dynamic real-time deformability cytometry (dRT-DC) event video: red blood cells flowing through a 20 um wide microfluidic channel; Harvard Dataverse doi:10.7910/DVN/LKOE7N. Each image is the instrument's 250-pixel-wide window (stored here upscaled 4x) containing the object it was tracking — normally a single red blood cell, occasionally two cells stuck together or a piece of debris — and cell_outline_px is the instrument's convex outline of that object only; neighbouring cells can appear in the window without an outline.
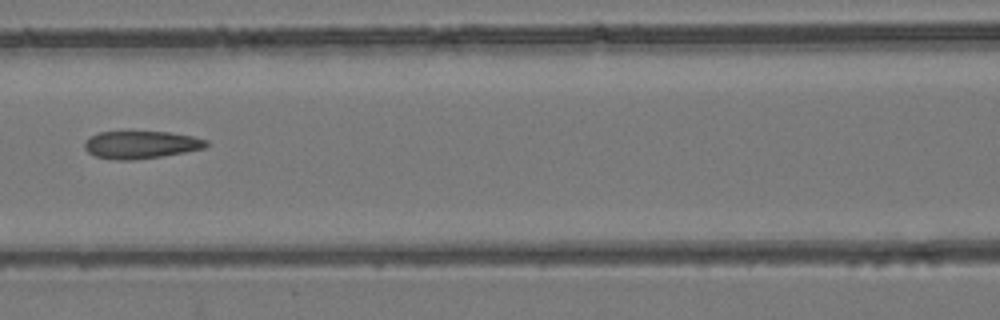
{"species": "common noctule bat (a hibernating species)", "species_latin": "Nyctalus noctula", "temperature_condition": "room temperature", "stored_images_in_passage": 5, "camera_frame_rate_fps": 3000, "um_per_image_px": 0.085, "animal": {"sex": "female", "body_mass_g": 24.6, "forearm_length_mm": 56.2}, "frame": {"image": 1, "passage_image": 4, "time_ms": 1.0, "image_size_px": [1000, 320], "cell_outline_px": [[208, 144], [204, 148], [184, 152], [160, 156], [132, 160], [116, 160], [96, 156], [88, 152], [84, 148], [84, 140], [100, 132], [168, 132], [192, 136], [208, 140]], "centroid_in_image_um": [11.97, 12.3], "position_along_channel_um": 154.6, "area_um2": 19.36}}
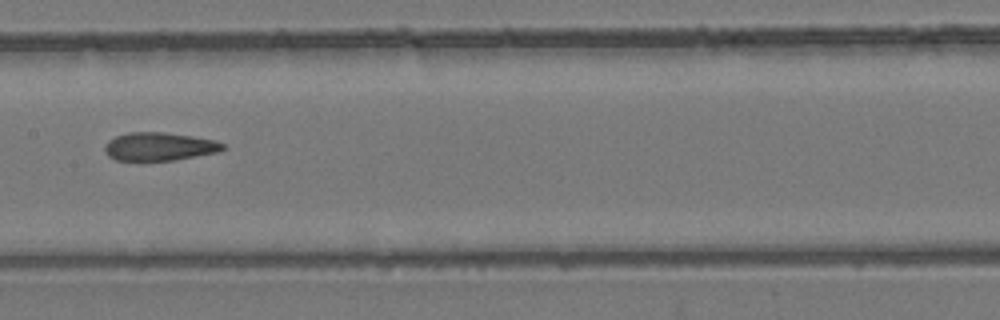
{"frame": {"image": 2, "passage_image": 5, "time_ms": 1.333, "image_size_px": [1000, 320], "cell_outline_px": [[228, 148], [220, 152], [172, 160], [116, 160], [108, 156], [104, 148], [104, 144], [108, 140], [116, 136], [128, 132], [164, 132], [192, 136], [216, 140], [224, 144]], "centroid_in_image_um": [13.57, 12.45], "position_along_channel_um": 193.8, "area_um2": 19.54}}